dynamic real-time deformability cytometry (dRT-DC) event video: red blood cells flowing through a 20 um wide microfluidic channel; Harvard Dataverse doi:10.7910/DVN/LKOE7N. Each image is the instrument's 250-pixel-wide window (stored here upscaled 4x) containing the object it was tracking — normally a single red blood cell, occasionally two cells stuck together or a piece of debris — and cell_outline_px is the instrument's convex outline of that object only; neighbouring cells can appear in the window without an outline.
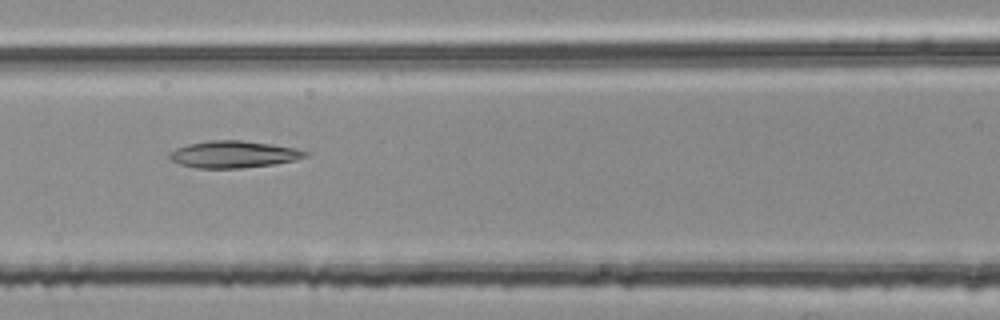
{"species": "common noctule bat (a hibernating species)", "species_latin": "Nyctalus noctula", "temperature_condition": "room temperature", "stored_images_in_passage": 48, "camera_frame_rate_fps": 3000, "um_per_image_px": 0.085, "animal": {"sex": "female", "body_mass_g": 25.1}, "frame": {"image": 1, "passage_image": 17, "time_ms": 5.333, "image_size_px": [1000, 320], "cell_outline_px": [[308, 156], [296, 160], [272, 164], [240, 168], [196, 168], [180, 164], [172, 160], [168, 156], [168, 152], [176, 148], [188, 144], [208, 140], [240, 140], [296, 148], [308, 152]], "centroid_in_image_um": [19.82, 13.12], "position_along_channel_um": 146.8, "area_um2": 21.21}}
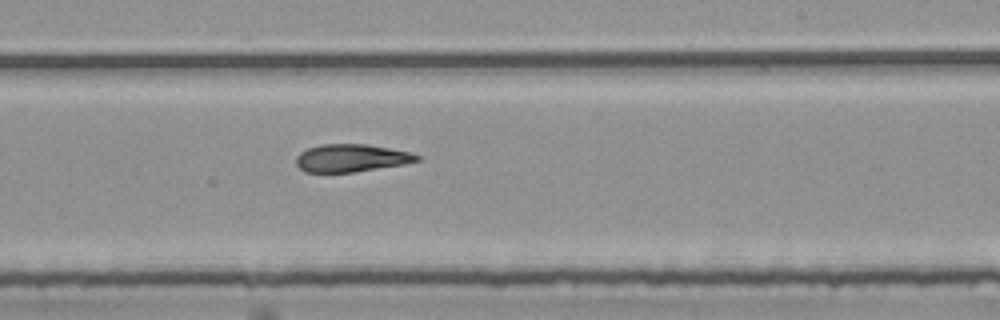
{"frame": {"image": 2, "passage_image": 26, "time_ms": 8.333, "image_size_px": [1000, 320], "cell_outline_px": [[420, 160], [404, 164], [352, 172], [304, 172], [296, 164], [296, 156], [300, 152], [308, 148], [320, 144], [368, 144], [412, 152], [420, 156]], "centroid_in_image_um": [29.86, 13.42], "position_along_channel_um": 259.1, "area_um2": 19.54}}
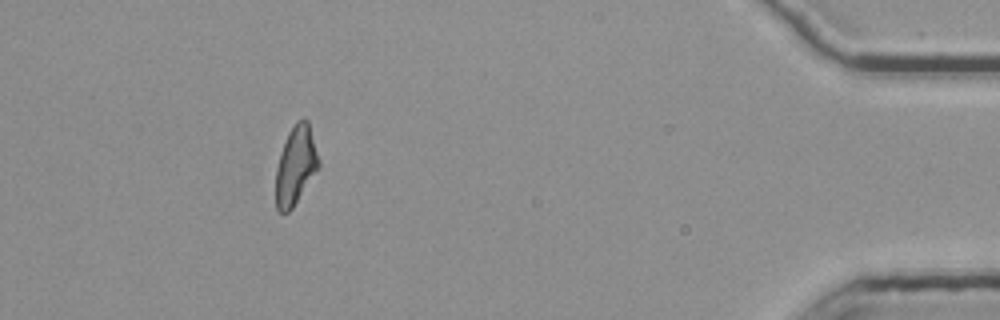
{"frame": {"image": 3, "passage_image": 43, "time_ms": 14.0, "image_size_px": [1000, 320], "cell_outline_px": [[320, 164], [292, 208], [288, 212], [280, 212], [276, 208], [276, 168], [280, 152], [288, 132], [296, 120], [304, 116], [308, 120], [320, 160]], "centroid_in_image_um": [25.12, 14.0], "position_along_channel_um": 410.1, "area_um2": 19.54}, "authors_computed_cell_mechanics": {"area_um2": 20.3745, "velocity_mm_per_s": 3.7633, "shape_relaxation_time_tau1_ms": 7.2217, "shape_relaxation_time_tau2_ms": 5.3844, "deformation_change_tau1": 0.2006, "deformation_change_tau2": 0.1724}}